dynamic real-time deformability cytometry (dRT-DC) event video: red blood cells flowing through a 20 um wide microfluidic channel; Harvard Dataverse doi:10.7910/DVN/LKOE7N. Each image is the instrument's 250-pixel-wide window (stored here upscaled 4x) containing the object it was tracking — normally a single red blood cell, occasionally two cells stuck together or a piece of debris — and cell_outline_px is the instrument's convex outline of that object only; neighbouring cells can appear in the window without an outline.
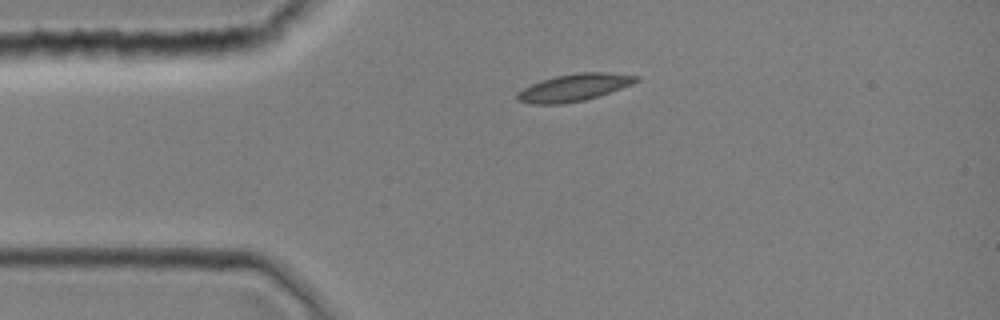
{"species": "common noctule bat (a hibernating species)", "species_latin": "Nyctalus noctula", "temperature_condition": "room temperature", "stored_images_in_passage": 1, "camera_frame_rate_fps": 3000, "um_per_image_px": 0.085, "animal": {"sex": "female", "body_mass_g": 19.0, "forearm_length_mm": 51.5}, "frame": {"image": 1, "passage_image": 1, "time_ms": 0.0, "image_size_px": [1000, 320], "cell_outline_px": [[640, 80], [632, 84], [600, 96], [584, 100], [560, 104], [532, 104], [516, 100], [516, 92], [532, 84], [556, 76], [580, 72], [608, 72], [640, 76]], "centroid_in_image_um": [48.82, 7.44], "position_along_channel_um": 36.2, "area_um2": 18.84}}